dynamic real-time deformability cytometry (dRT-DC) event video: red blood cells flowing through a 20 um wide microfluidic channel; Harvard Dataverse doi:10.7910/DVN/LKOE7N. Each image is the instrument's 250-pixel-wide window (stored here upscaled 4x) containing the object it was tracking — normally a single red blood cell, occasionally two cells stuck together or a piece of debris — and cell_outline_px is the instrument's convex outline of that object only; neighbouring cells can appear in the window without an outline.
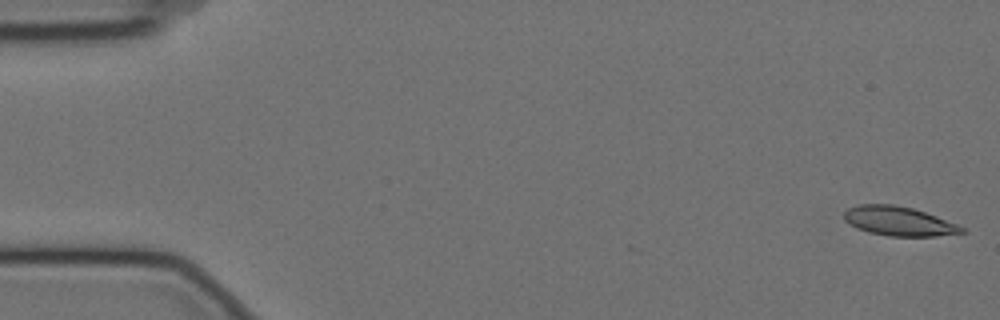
{"species": "Egyptian fruit bat (a non-hibernating species)", "species_latin": "Rousettus aegyptiacus", "temperature_condition": "cold", "stored_images_in_passage": 4, "camera_frame_rate_fps": 3000, "um_per_image_px": 0.085, "animal": {"sex": "female"}, "frame": {"image": 1, "passage_image": 1, "time_ms": 0.0, "image_size_px": [1000, 320], "cell_outline_px": [[968, 232], [936, 236], [888, 236], [868, 232], [856, 228], [844, 220], [844, 212], [848, 208], [860, 204], [892, 204], [912, 208], [936, 216], [956, 224], [964, 228]], "centroid_in_image_um": [76.38, 18.8], "position_along_channel_um": 8.6, "area_um2": 20.0}}